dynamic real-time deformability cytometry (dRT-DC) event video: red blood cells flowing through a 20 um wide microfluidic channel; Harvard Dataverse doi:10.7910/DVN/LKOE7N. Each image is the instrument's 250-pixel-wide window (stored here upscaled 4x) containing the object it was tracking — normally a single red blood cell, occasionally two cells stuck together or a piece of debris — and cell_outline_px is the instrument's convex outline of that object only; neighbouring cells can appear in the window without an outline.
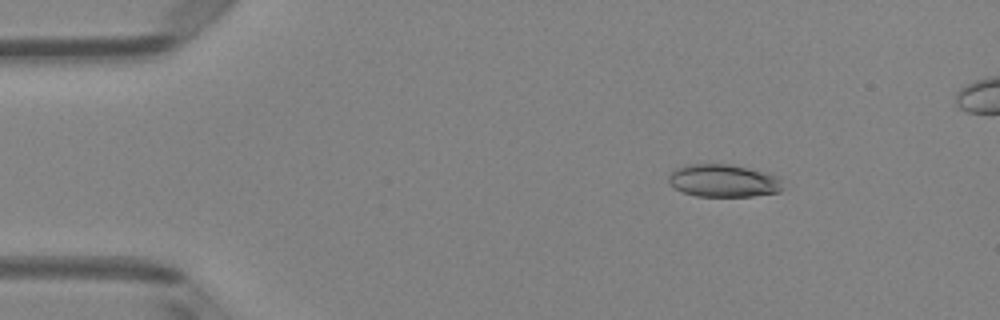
{"species": "Egyptian fruit bat (a non-hibernating species)", "species_latin": "Rousettus aegyptiacus", "temperature_condition": "room temperature", "stored_images_in_passage": 50, "camera_frame_rate_fps": 3000, "um_per_image_px": 0.085, "animal": {"sex": "female"}, "frame": {"image": 1, "passage_image": 8, "time_ms": 2.333, "image_size_px": [1000, 320], "cell_outline_px": [[784, 188], [780, 192], [752, 196], [696, 196], [684, 192], [668, 184], [668, 176], [676, 168], [688, 164], [732, 164], [768, 172], [780, 176]], "centroid_in_image_um": [61.54, 15.35], "position_along_channel_um": 23.5, "area_um2": 22.08}}
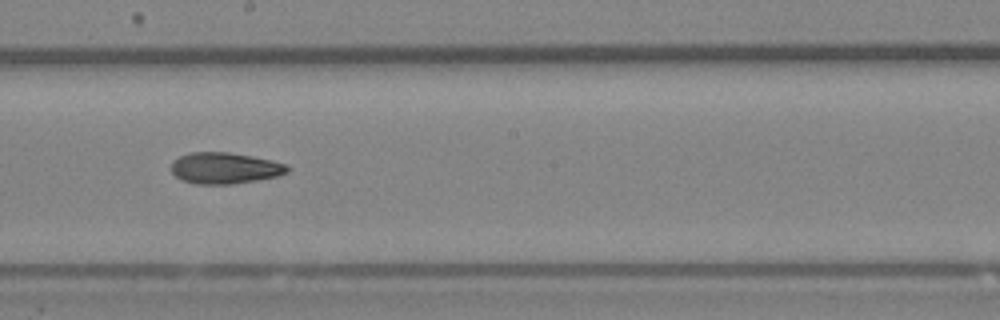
{"frame": {"image": 2, "passage_image": 29, "time_ms": 9.333, "image_size_px": [1000, 320], "cell_outline_px": [[288, 172], [276, 176], [256, 180], [232, 184], [196, 184], [180, 180], [172, 172], [172, 160], [188, 152], [228, 152], [252, 156], [272, 160], [288, 164]], "centroid_in_image_um": [19.09, 14.28], "position_along_channel_um": 229.1, "area_um2": 21.21}}
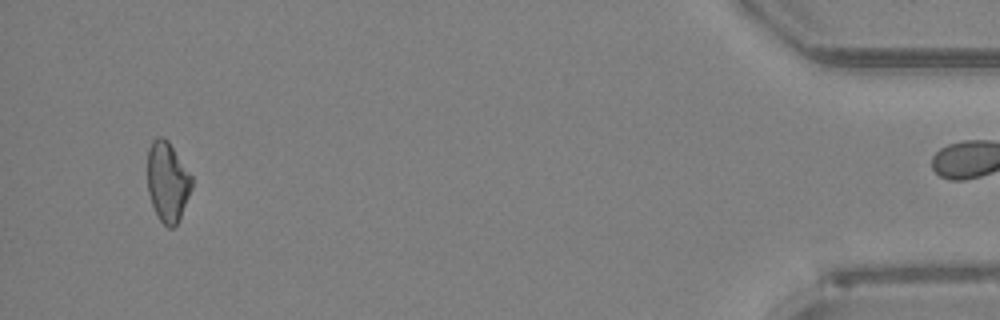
{"frame": {"image": 3, "passage_image": 49, "time_ms": 16.0, "image_size_px": [1000, 320], "cell_outline_px": [[192, 188], [180, 216], [176, 224], [172, 228], [168, 228], [160, 220], [152, 204], [148, 192], [148, 148], [152, 140], [156, 136], [164, 136], [168, 140], [192, 176]], "centroid_in_image_um": [14.23, 15.4], "position_along_channel_um": 421.0, "area_um2": 20.52}, "authors_computed_cell_mechanics": {"area_um2": 21.2415, "velocity_mm_per_s": 4.028, "shape_relaxation_time_tau1_ms": null, "shape_relaxation_time_tau2_ms": 4.629, "deformation_change_tau1": null, "deformation_change_tau2": 0.1211}}